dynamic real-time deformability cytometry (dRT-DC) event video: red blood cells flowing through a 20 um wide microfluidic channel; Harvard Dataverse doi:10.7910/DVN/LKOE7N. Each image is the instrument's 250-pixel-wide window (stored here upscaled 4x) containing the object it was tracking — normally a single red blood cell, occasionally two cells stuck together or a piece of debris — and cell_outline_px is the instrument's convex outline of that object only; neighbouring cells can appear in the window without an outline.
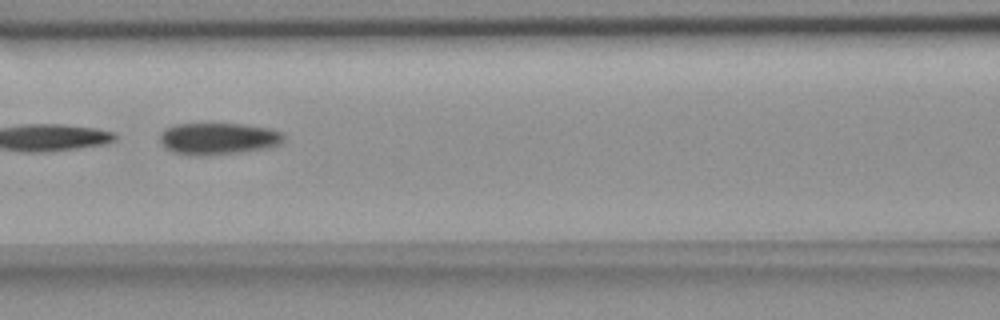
{"species": "common noctule bat (a hibernating species)", "species_latin": "Nyctalus noctula", "temperature_condition": "room temperature", "stored_images_in_passage": 3, "camera_frame_rate_fps": 3000, "um_per_image_px": 0.085, "animal": {"sex": "female", "body_mass_g": 18.4}, "frame": {"image": 1, "passage_image": 3, "time_ms": 2.333, "image_size_px": [1000, 320], "cell_outline_px": [[284, 140], [280, 144], [272, 148], [208, 156], [188, 156], [176, 152], [168, 148], [160, 140], [160, 132], [164, 128], [176, 124], [244, 124], [268, 128], [280, 132], [284, 136]], "centroid_in_image_um": [18.57, 11.79], "position_along_channel_um": 148.0, "area_um2": 23.12}}